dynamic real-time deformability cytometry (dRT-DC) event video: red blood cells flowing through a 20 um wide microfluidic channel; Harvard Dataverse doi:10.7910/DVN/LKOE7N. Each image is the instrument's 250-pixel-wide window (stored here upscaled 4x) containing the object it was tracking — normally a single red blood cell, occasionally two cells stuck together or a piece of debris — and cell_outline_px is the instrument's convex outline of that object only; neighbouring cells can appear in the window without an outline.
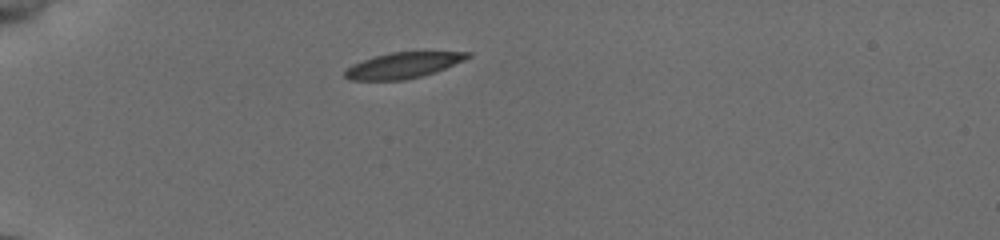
{"species": "common noctule bat (a hibernating species)", "species_latin": "Nyctalus noctula", "temperature_condition": "cold", "stored_images_in_passage": 30, "camera_frame_rate_fps": 3000, "um_per_image_px": 0.085, "animal": {"sex": "female", "body_mass_g": 19.5, "forearm_length_mm": 54.1}, "frame": {"image": 1, "passage_image": 1, "time_ms": 0.0, "image_size_px": [1000, 240], "cell_outline_px": [[472, 56], [464, 60], [424, 76], [404, 80], [348, 80], [344, 76], [344, 72], [352, 64], [372, 56], [392, 52], [472, 52]], "centroid_in_image_um": [34.24, 5.55], "position_along_channel_um": 50.8, "area_um2": 18.44}}
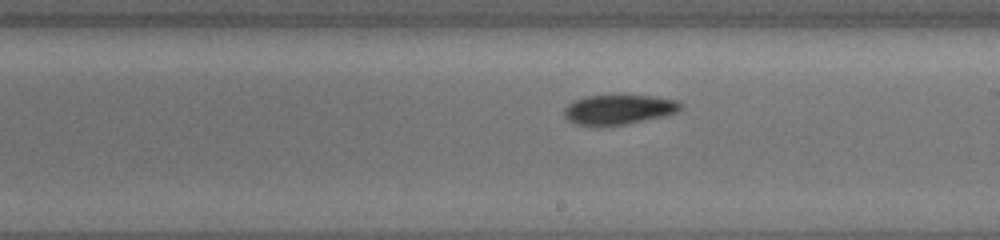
{"frame": {"image": 2, "passage_image": 17, "time_ms": 5.667, "image_size_px": [1000, 240], "cell_outline_px": [[684, 108], [676, 112], [664, 116], [624, 124], [576, 124], [568, 120], [564, 116], [564, 108], [568, 104], [576, 100], [588, 96], [656, 96], [676, 100], [684, 104]], "centroid_in_image_um": [52.65, 9.29], "position_along_channel_um": 236.3, "area_um2": 19.71}}
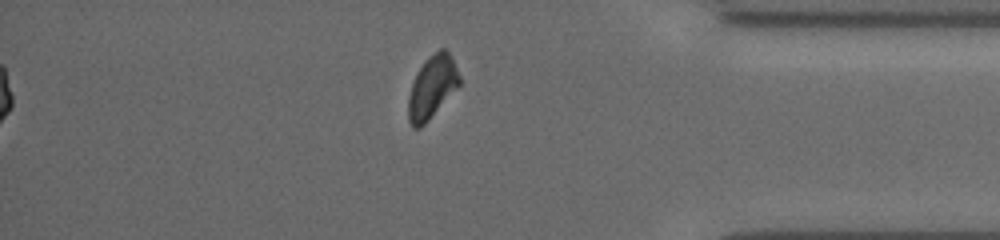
{"frame": {"image": 3, "passage_image": 30, "time_ms": 10.333, "image_size_px": [1000, 240], "cell_outline_px": [[460, 84], [428, 120], [420, 128], [412, 128], [408, 120], [408, 96], [412, 84], [424, 60], [428, 56], [440, 48], [444, 48], [452, 56], [460, 76]], "centroid_in_image_um": [36.72, 7.38], "position_along_channel_um": 398.5, "area_um2": 18.5}, "authors_computed_cell_mechanics": {"area_um2": 19.7098, "velocity_mm_per_s": 3.8369, "shape_relaxation_time_tau1_ms": 4.7664, "shape_relaxation_time_tau2_ms": null, "deformation_change_tau1": 0.0917, "deformation_change_tau2": null}}